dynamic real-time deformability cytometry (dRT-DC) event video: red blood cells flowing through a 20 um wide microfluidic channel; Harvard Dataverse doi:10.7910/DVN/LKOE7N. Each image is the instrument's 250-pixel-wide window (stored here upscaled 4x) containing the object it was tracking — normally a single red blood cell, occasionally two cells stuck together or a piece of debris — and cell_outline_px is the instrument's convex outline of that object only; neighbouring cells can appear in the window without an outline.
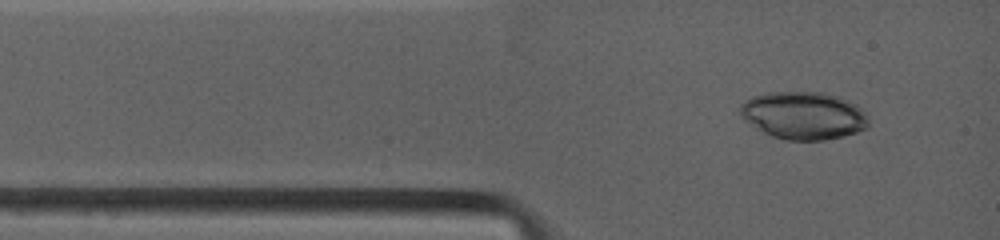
{"species": "common noctule bat (a hibernating species)", "species_latin": "Nyctalus noctula", "temperature_condition": "warm", "stored_images_in_passage": 14, "camera_frame_rate_fps": 4500, "um_per_image_px": 0.085, "animal": {"sex": "female", "body_mass_g": 19.0, "forearm_length_mm": 53.3}, "frame": {"image": 1, "passage_image": 2, "time_ms": 0.444, "image_size_px": [1000, 240], "cell_outline_px": [[868, 128], [844, 136], [824, 140], [784, 140], [772, 136], [756, 128], [744, 120], [740, 116], [740, 104], [744, 100], [752, 96], [768, 92], [824, 92], [848, 100], [856, 104], [864, 112], [868, 120]], "centroid_in_image_um": [68.28, 9.81], "position_along_channel_um": 16.7, "area_um2": 35.84}}
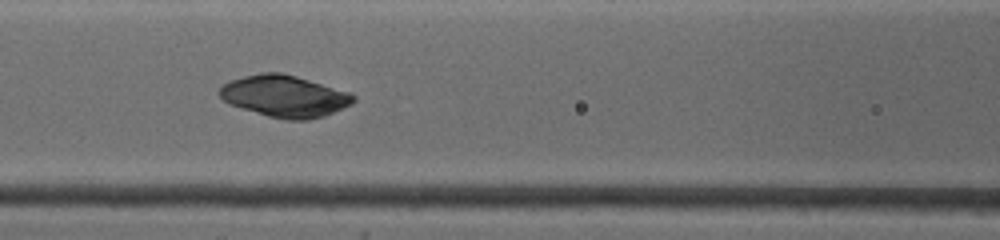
{"frame": {"image": 2, "passage_image": 10, "time_ms": 4.222, "image_size_px": [1000, 240], "cell_outline_px": [[356, 100], [352, 104], [344, 108], [324, 116], [308, 120], [284, 120], [268, 116], [228, 104], [216, 92], [224, 84], [232, 80], [244, 76], [260, 72], [280, 72], [296, 76], [352, 92], [356, 96]], "centroid_in_image_um": [24.22, 8.18], "position_along_channel_um": 142.4, "area_um2": 32.83}}
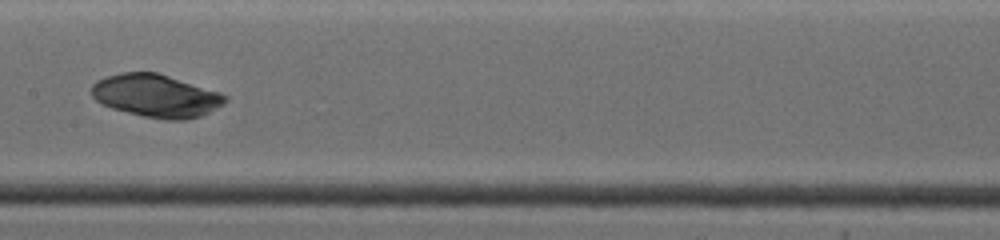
{"frame": {"image": 3, "passage_image": 13, "time_ms": 5.556, "image_size_px": [1000, 240], "cell_outline_px": [[228, 100], [224, 104], [200, 116], [184, 120], [164, 120], [144, 116], [112, 108], [96, 100], [92, 96], [92, 84], [96, 80], [104, 76], [120, 72], [156, 72], [220, 92], [228, 96]], "centroid_in_image_um": [13.26, 8.13], "position_along_channel_um": 194.1, "area_um2": 33.29}}